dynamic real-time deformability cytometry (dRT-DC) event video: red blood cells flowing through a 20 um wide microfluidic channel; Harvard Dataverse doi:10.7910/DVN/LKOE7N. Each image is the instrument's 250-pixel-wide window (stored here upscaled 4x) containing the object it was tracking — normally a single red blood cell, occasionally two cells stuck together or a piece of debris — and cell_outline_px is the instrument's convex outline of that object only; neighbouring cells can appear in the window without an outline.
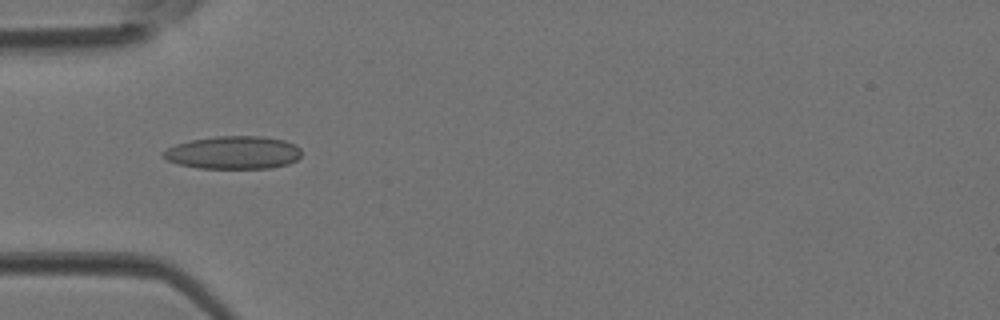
{"species": "Egyptian fruit bat (a non-hibernating species)", "species_latin": "Rousettus aegyptiacus", "temperature_condition": "room temperature", "stored_images_in_passage": 12, "camera_frame_rate_fps": 3000, "um_per_image_px": 0.085, "animal": {"sex": "female"}, "frame": {"image": 1, "passage_image": 1, "time_ms": 0.0, "image_size_px": [1000, 320], "cell_outline_px": [[300, 156], [296, 160], [288, 164], [268, 168], [196, 168], [180, 164], [168, 160], [160, 156], [160, 152], [176, 144], [192, 140], [216, 136], [264, 136], [284, 140], [296, 144], [300, 148]], "centroid_in_image_um": [19.83, 12.96], "position_along_channel_um": 65.2, "area_um2": 26.59}}
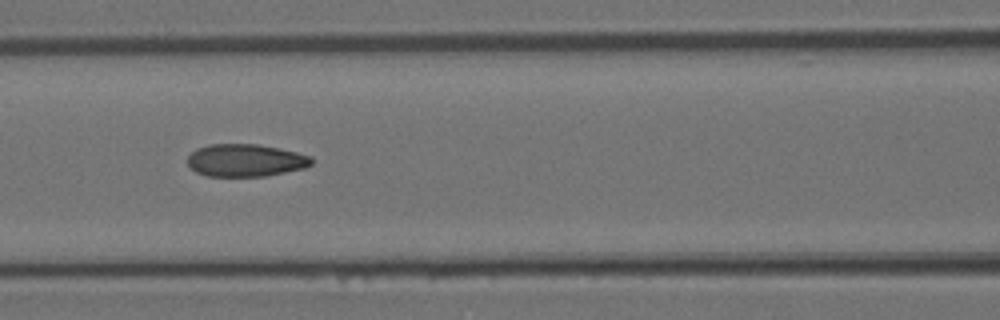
{"frame": {"image": 2, "passage_image": 6, "time_ms": 1.667, "image_size_px": [1000, 320], "cell_outline_px": [[312, 164], [304, 168], [264, 176], [208, 176], [196, 172], [188, 164], [188, 156], [196, 148], [208, 144], [256, 144], [280, 148], [312, 156]], "centroid_in_image_um": [20.86, 13.62], "position_along_channel_um": 145.7, "area_um2": 23.47}}
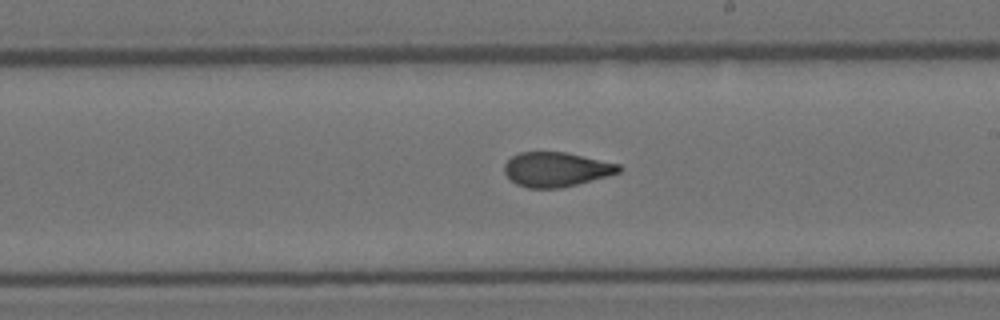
{"frame": {"image": 3, "passage_image": 12, "time_ms": 3.667, "image_size_px": [1000, 320], "cell_outline_px": [[624, 168], [620, 172], [608, 176], [560, 188], [528, 188], [516, 184], [504, 172], [504, 164], [512, 156], [520, 152], [564, 152], [620, 164]], "centroid_in_image_um": [47.29, 14.4], "position_along_channel_um": 241.7, "area_um2": 22.95}}